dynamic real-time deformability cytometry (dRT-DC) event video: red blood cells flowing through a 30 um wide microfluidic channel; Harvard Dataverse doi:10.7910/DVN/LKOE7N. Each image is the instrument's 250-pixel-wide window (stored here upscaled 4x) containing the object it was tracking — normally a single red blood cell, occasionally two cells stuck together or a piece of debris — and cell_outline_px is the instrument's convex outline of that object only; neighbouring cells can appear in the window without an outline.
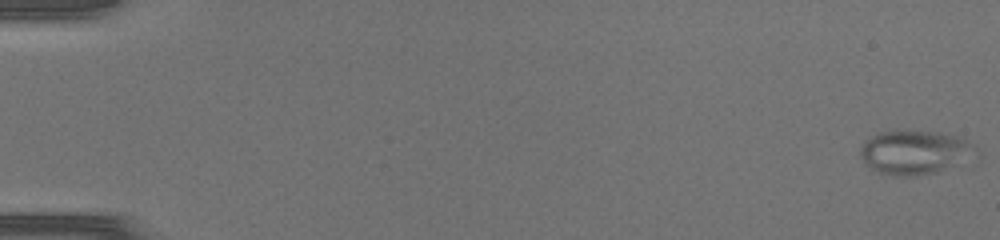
{"species": "common noctule bat (a hibernating species)", "species_latin": "Nyctalus noctula", "temperature_condition": "warm", "stored_images_in_passage": 48, "camera_frame_rate_fps": 3000, "um_per_image_px": 0.085, "animal": {"sex": "female", "body_mass_g": 17.0, "forearm_length_mm": 48.0}, "frame": {"image": 1, "passage_image": 1, "time_ms": 0.0, "image_size_px": [1000, 240], "cell_outline_px": [[980, 156], [936, 172], [912, 176], [892, 176], [880, 172], [864, 164], [860, 156], [860, 148], [864, 140], [880, 132], [940, 132], [956, 136], [972, 144], [980, 152]], "centroid_in_image_um": [77.78, 12.97], "position_along_channel_um": 7.2, "area_um2": 29.54}}
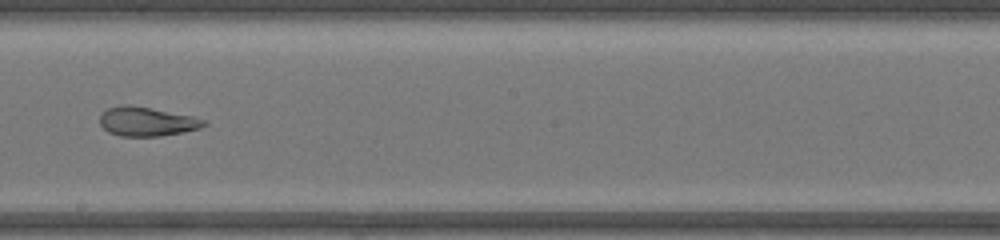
{"frame": {"image": 2, "passage_image": 29, "time_ms": 9.333, "image_size_px": [1000, 240], "cell_outline_px": [[208, 124], [200, 128], [160, 136], [120, 136], [108, 132], [100, 124], [100, 112], [108, 108], [120, 104], [128, 104], [152, 108], [192, 116], [208, 120]], "centroid_in_image_um": [12.46, 10.31], "position_along_channel_um": 235.7, "area_um2": 17.8}}
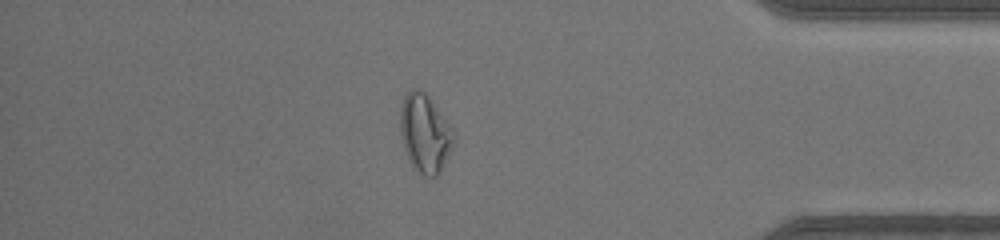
{"frame": {"image": 3, "passage_image": 42, "time_ms": 13.667, "image_size_px": [1000, 240], "cell_outline_px": [[452, 148], [440, 172], [436, 176], [424, 176], [412, 164], [404, 148], [400, 132], [400, 108], [404, 96], [412, 88], [420, 88], [432, 100], [452, 128]], "centroid_in_image_um": [36.1, 11.29], "position_along_channel_um": 399.1, "area_um2": 23.99}}